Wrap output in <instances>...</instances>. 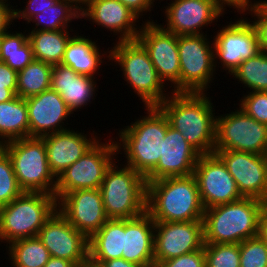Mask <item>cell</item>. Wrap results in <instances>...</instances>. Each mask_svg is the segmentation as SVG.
Here are the masks:
<instances>
[{
	"mask_svg": "<svg viewBox=\"0 0 267 267\" xmlns=\"http://www.w3.org/2000/svg\"><path fill=\"white\" fill-rule=\"evenodd\" d=\"M99 48L95 41L86 38L84 35L82 36V34L80 36L74 34L67 44L61 64L70 67L78 74L95 78L94 76L99 71L100 65L104 63L102 58L110 53V51L102 53Z\"/></svg>",
	"mask_w": 267,
	"mask_h": 267,
	"instance_id": "obj_26",
	"label": "cell"
},
{
	"mask_svg": "<svg viewBox=\"0 0 267 267\" xmlns=\"http://www.w3.org/2000/svg\"><path fill=\"white\" fill-rule=\"evenodd\" d=\"M257 236L267 244V205L263 208L260 215Z\"/></svg>",
	"mask_w": 267,
	"mask_h": 267,
	"instance_id": "obj_46",
	"label": "cell"
},
{
	"mask_svg": "<svg viewBox=\"0 0 267 267\" xmlns=\"http://www.w3.org/2000/svg\"><path fill=\"white\" fill-rule=\"evenodd\" d=\"M130 9L138 18L153 9L155 0H119Z\"/></svg>",
	"mask_w": 267,
	"mask_h": 267,
	"instance_id": "obj_44",
	"label": "cell"
},
{
	"mask_svg": "<svg viewBox=\"0 0 267 267\" xmlns=\"http://www.w3.org/2000/svg\"><path fill=\"white\" fill-rule=\"evenodd\" d=\"M29 137L26 99L15 96L0 103V144Z\"/></svg>",
	"mask_w": 267,
	"mask_h": 267,
	"instance_id": "obj_29",
	"label": "cell"
},
{
	"mask_svg": "<svg viewBox=\"0 0 267 267\" xmlns=\"http://www.w3.org/2000/svg\"><path fill=\"white\" fill-rule=\"evenodd\" d=\"M240 267H267V244L258 236L239 244Z\"/></svg>",
	"mask_w": 267,
	"mask_h": 267,
	"instance_id": "obj_37",
	"label": "cell"
},
{
	"mask_svg": "<svg viewBox=\"0 0 267 267\" xmlns=\"http://www.w3.org/2000/svg\"><path fill=\"white\" fill-rule=\"evenodd\" d=\"M57 0H28L26 7L23 9H14L15 21L23 19L27 23L36 14L42 13L47 8L51 7Z\"/></svg>",
	"mask_w": 267,
	"mask_h": 267,
	"instance_id": "obj_42",
	"label": "cell"
},
{
	"mask_svg": "<svg viewBox=\"0 0 267 267\" xmlns=\"http://www.w3.org/2000/svg\"><path fill=\"white\" fill-rule=\"evenodd\" d=\"M23 192L15 176L12 162L4 151L0 155V207L12 202Z\"/></svg>",
	"mask_w": 267,
	"mask_h": 267,
	"instance_id": "obj_36",
	"label": "cell"
},
{
	"mask_svg": "<svg viewBox=\"0 0 267 267\" xmlns=\"http://www.w3.org/2000/svg\"><path fill=\"white\" fill-rule=\"evenodd\" d=\"M240 99L239 107L259 123L267 125V91L247 92Z\"/></svg>",
	"mask_w": 267,
	"mask_h": 267,
	"instance_id": "obj_38",
	"label": "cell"
},
{
	"mask_svg": "<svg viewBox=\"0 0 267 267\" xmlns=\"http://www.w3.org/2000/svg\"><path fill=\"white\" fill-rule=\"evenodd\" d=\"M89 259L101 264L103 261L122 258L124 249V219H108L89 238Z\"/></svg>",
	"mask_w": 267,
	"mask_h": 267,
	"instance_id": "obj_27",
	"label": "cell"
},
{
	"mask_svg": "<svg viewBox=\"0 0 267 267\" xmlns=\"http://www.w3.org/2000/svg\"><path fill=\"white\" fill-rule=\"evenodd\" d=\"M222 10L227 7L234 8L240 15H247V10L254 4L252 0H213ZM253 2V3H252Z\"/></svg>",
	"mask_w": 267,
	"mask_h": 267,
	"instance_id": "obj_45",
	"label": "cell"
},
{
	"mask_svg": "<svg viewBox=\"0 0 267 267\" xmlns=\"http://www.w3.org/2000/svg\"><path fill=\"white\" fill-rule=\"evenodd\" d=\"M234 178L244 198L267 203V160L263 155L236 150H214Z\"/></svg>",
	"mask_w": 267,
	"mask_h": 267,
	"instance_id": "obj_16",
	"label": "cell"
},
{
	"mask_svg": "<svg viewBox=\"0 0 267 267\" xmlns=\"http://www.w3.org/2000/svg\"><path fill=\"white\" fill-rule=\"evenodd\" d=\"M29 137H43L66 130L63 121L73 114L60 94L52 88L26 99Z\"/></svg>",
	"mask_w": 267,
	"mask_h": 267,
	"instance_id": "obj_21",
	"label": "cell"
},
{
	"mask_svg": "<svg viewBox=\"0 0 267 267\" xmlns=\"http://www.w3.org/2000/svg\"><path fill=\"white\" fill-rule=\"evenodd\" d=\"M94 79L96 78L78 74L70 67L55 64L52 69L51 88L60 94L74 114V111H80L90 104L91 99H96L95 91L98 90Z\"/></svg>",
	"mask_w": 267,
	"mask_h": 267,
	"instance_id": "obj_25",
	"label": "cell"
},
{
	"mask_svg": "<svg viewBox=\"0 0 267 267\" xmlns=\"http://www.w3.org/2000/svg\"><path fill=\"white\" fill-rule=\"evenodd\" d=\"M207 93L171 92L158 106L169 125L200 154L214 153L216 116Z\"/></svg>",
	"mask_w": 267,
	"mask_h": 267,
	"instance_id": "obj_1",
	"label": "cell"
},
{
	"mask_svg": "<svg viewBox=\"0 0 267 267\" xmlns=\"http://www.w3.org/2000/svg\"><path fill=\"white\" fill-rule=\"evenodd\" d=\"M206 36L178 35L180 92L207 93L215 79L213 40Z\"/></svg>",
	"mask_w": 267,
	"mask_h": 267,
	"instance_id": "obj_10",
	"label": "cell"
},
{
	"mask_svg": "<svg viewBox=\"0 0 267 267\" xmlns=\"http://www.w3.org/2000/svg\"><path fill=\"white\" fill-rule=\"evenodd\" d=\"M1 43H2V35H0V57H1Z\"/></svg>",
	"mask_w": 267,
	"mask_h": 267,
	"instance_id": "obj_53",
	"label": "cell"
},
{
	"mask_svg": "<svg viewBox=\"0 0 267 267\" xmlns=\"http://www.w3.org/2000/svg\"><path fill=\"white\" fill-rule=\"evenodd\" d=\"M57 209L55 195L23 192L0 207V241L8 244L38 235L46 220Z\"/></svg>",
	"mask_w": 267,
	"mask_h": 267,
	"instance_id": "obj_7",
	"label": "cell"
},
{
	"mask_svg": "<svg viewBox=\"0 0 267 267\" xmlns=\"http://www.w3.org/2000/svg\"><path fill=\"white\" fill-rule=\"evenodd\" d=\"M206 267H240L239 244L204 243Z\"/></svg>",
	"mask_w": 267,
	"mask_h": 267,
	"instance_id": "obj_35",
	"label": "cell"
},
{
	"mask_svg": "<svg viewBox=\"0 0 267 267\" xmlns=\"http://www.w3.org/2000/svg\"><path fill=\"white\" fill-rule=\"evenodd\" d=\"M263 156H264V158L267 160V144H266V148H265V151H264Z\"/></svg>",
	"mask_w": 267,
	"mask_h": 267,
	"instance_id": "obj_52",
	"label": "cell"
},
{
	"mask_svg": "<svg viewBox=\"0 0 267 267\" xmlns=\"http://www.w3.org/2000/svg\"><path fill=\"white\" fill-rule=\"evenodd\" d=\"M267 144V125L247 115L240 107L216 116L214 150H236L263 155Z\"/></svg>",
	"mask_w": 267,
	"mask_h": 267,
	"instance_id": "obj_11",
	"label": "cell"
},
{
	"mask_svg": "<svg viewBox=\"0 0 267 267\" xmlns=\"http://www.w3.org/2000/svg\"><path fill=\"white\" fill-rule=\"evenodd\" d=\"M17 94V72L0 62V103L13 99Z\"/></svg>",
	"mask_w": 267,
	"mask_h": 267,
	"instance_id": "obj_40",
	"label": "cell"
},
{
	"mask_svg": "<svg viewBox=\"0 0 267 267\" xmlns=\"http://www.w3.org/2000/svg\"><path fill=\"white\" fill-rule=\"evenodd\" d=\"M157 267H206L204 247L200 250L162 261Z\"/></svg>",
	"mask_w": 267,
	"mask_h": 267,
	"instance_id": "obj_41",
	"label": "cell"
},
{
	"mask_svg": "<svg viewBox=\"0 0 267 267\" xmlns=\"http://www.w3.org/2000/svg\"><path fill=\"white\" fill-rule=\"evenodd\" d=\"M44 267H77L73 262L66 259H61L57 257H52L44 265Z\"/></svg>",
	"mask_w": 267,
	"mask_h": 267,
	"instance_id": "obj_48",
	"label": "cell"
},
{
	"mask_svg": "<svg viewBox=\"0 0 267 267\" xmlns=\"http://www.w3.org/2000/svg\"><path fill=\"white\" fill-rule=\"evenodd\" d=\"M77 267H102V266L101 264L95 263L88 258L86 261L82 262Z\"/></svg>",
	"mask_w": 267,
	"mask_h": 267,
	"instance_id": "obj_50",
	"label": "cell"
},
{
	"mask_svg": "<svg viewBox=\"0 0 267 267\" xmlns=\"http://www.w3.org/2000/svg\"><path fill=\"white\" fill-rule=\"evenodd\" d=\"M4 152V145L0 144V155Z\"/></svg>",
	"mask_w": 267,
	"mask_h": 267,
	"instance_id": "obj_51",
	"label": "cell"
},
{
	"mask_svg": "<svg viewBox=\"0 0 267 267\" xmlns=\"http://www.w3.org/2000/svg\"><path fill=\"white\" fill-rule=\"evenodd\" d=\"M200 154L181 133L168 125L162 139V154L157 166L145 177L146 182L168 177H185L194 174Z\"/></svg>",
	"mask_w": 267,
	"mask_h": 267,
	"instance_id": "obj_20",
	"label": "cell"
},
{
	"mask_svg": "<svg viewBox=\"0 0 267 267\" xmlns=\"http://www.w3.org/2000/svg\"><path fill=\"white\" fill-rule=\"evenodd\" d=\"M241 18V19H240ZM235 22L218 30L213 37L214 68L221 63L226 74L232 75L239 65L260 52L256 31L247 17H240ZM219 59V62L218 60ZM218 64V65H217Z\"/></svg>",
	"mask_w": 267,
	"mask_h": 267,
	"instance_id": "obj_13",
	"label": "cell"
},
{
	"mask_svg": "<svg viewBox=\"0 0 267 267\" xmlns=\"http://www.w3.org/2000/svg\"><path fill=\"white\" fill-rule=\"evenodd\" d=\"M116 160L106 171L99 188L109 219H131L146 211L147 183L133 168Z\"/></svg>",
	"mask_w": 267,
	"mask_h": 267,
	"instance_id": "obj_6",
	"label": "cell"
},
{
	"mask_svg": "<svg viewBox=\"0 0 267 267\" xmlns=\"http://www.w3.org/2000/svg\"><path fill=\"white\" fill-rule=\"evenodd\" d=\"M154 265L204 246L203 220L189 222H155Z\"/></svg>",
	"mask_w": 267,
	"mask_h": 267,
	"instance_id": "obj_15",
	"label": "cell"
},
{
	"mask_svg": "<svg viewBox=\"0 0 267 267\" xmlns=\"http://www.w3.org/2000/svg\"><path fill=\"white\" fill-rule=\"evenodd\" d=\"M154 229L155 221L147 211L140 216L124 219L122 258L141 267H155Z\"/></svg>",
	"mask_w": 267,
	"mask_h": 267,
	"instance_id": "obj_24",
	"label": "cell"
},
{
	"mask_svg": "<svg viewBox=\"0 0 267 267\" xmlns=\"http://www.w3.org/2000/svg\"><path fill=\"white\" fill-rule=\"evenodd\" d=\"M142 23L137 40L148 52L149 58L160 79L174 87L171 92H180V60L178 35L165 30L154 20Z\"/></svg>",
	"mask_w": 267,
	"mask_h": 267,
	"instance_id": "obj_12",
	"label": "cell"
},
{
	"mask_svg": "<svg viewBox=\"0 0 267 267\" xmlns=\"http://www.w3.org/2000/svg\"><path fill=\"white\" fill-rule=\"evenodd\" d=\"M145 109L148 115L140 116L130 126L119 130V140L115 141L117 154L124 152L125 164L144 177L157 166L162 154V139L169 125L166 115L158 106Z\"/></svg>",
	"mask_w": 267,
	"mask_h": 267,
	"instance_id": "obj_3",
	"label": "cell"
},
{
	"mask_svg": "<svg viewBox=\"0 0 267 267\" xmlns=\"http://www.w3.org/2000/svg\"><path fill=\"white\" fill-rule=\"evenodd\" d=\"M9 0H0V35L7 32L15 20L14 7Z\"/></svg>",
	"mask_w": 267,
	"mask_h": 267,
	"instance_id": "obj_43",
	"label": "cell"
},
{
	"mask_svg": "<svg viewBox=\"0 0 267 267\" xmlns=\"http://www.w3.org/2000/svg\"><path fill=\"white\" fill-rule=\"evenodd\" d=\"M100 140L59 175L54 194L57 201L75 190L100 188L106 171L117 156L115 139L107 143Z\"/></svg>",
	"mask_w": 267,
	"mask_h": 267,
	"instance_id": "obj_9",
	"label": "cell"
},
{
	"mask_svg": "<svg viewBox=\"0 0 267 267\" xmlns=\"http://www.w3.org/2000/svg\"><path fill=\"white\" fill-rule=\"evenodd\" d=\"M20 188L24 192L55 194L57 178L51 172L42 137H25L4 143Z\"/></svg>",
	"mask_w": 267,
	"mask_h": 267,
	"instance_id": "obj_8",
	"label": "cell"
},
{
	"mask_svg": "<svg viewBox=\"0 0 267 267\" xmlns=\"http://www.w3.org/2000/svg\"><path fill=\"white\" fill-rule=\"evenodd\" d=\"M37 237L52 257L66 259L76 266L89 258V239L56 209Z\"/></svg>",
	"mask_w": 267,
	"mask_h": 267,
	"instance_id": "obj_17",
	"label": "cell"
},
{
	"mask_svg": "<svg viewBox=\"0 0 267 267\" xmlns=\"http://www.w3.org/2000/svg\"><path fill=\"white\" fill-rule=\"evenodd\" d=\"M247 11L254 18V21L250 22L256 31L259 49L267 53V0H254V4Z\"/></svg>",
	"mask_w": 267,
	"mask_h": 267,
	"instance_id": "obj_39",
	"label": "cell"
},
{
	"mask_svg": "<svg viewBox=\"0 0 267 267\" xmlns=\"http://www.w3.org/2000/svg\"><path fill=\"white\" fill-rule=\"evenodd\" d=\"M58 211L88 239L109 219L99 189H79L57 201Z\"/></svg>",
	"mask_w": 267,
	"mask_h": 267,
	"instance_id": "obj_18",
	"label": "cell"
},
{
	"mask_svg": "<svg viewBox=\"0 0 267 267\" xmlns=\"http://www.w3.org/2000/svg\"><path fill=\"white\" fill-rule=\"evenodd\" d=\"M69 30L27 31L34 59L51 65L61 64L67 44L73 37L69 32L74 30Z\"/></svg>",
	"mask_w": 267,
	"mask_h": 267,
	"instance_id": "obj_28",
	"label": "cell"
},
{
	"mask_svg": "<svg viewBox=\"0 0 267 267\" xmlns=\"http://www.w3.org/2000/svg\"><path fill=\"white\" fill-rule=\"evenodd\" d=\"M80 18L113 31L118 41L137 39L141 27L139 18L119 0H92Z\"/></svg>",
	"mask_w": 267,
	"mask_h": 267,
	"instance_id": "obj_22",
	"label": "cell"
},
{
	"mask_svg": "<svg viewBox=\"0 0 267 267\" xmlns=\"http://www.w3.org/2000/svg\"><path fill=\"white\" fill-rule=\"evenodd\" d=\"M80 16L81 14L65 0H57L51 7L36 14L26 24L35 23L31 31L68 30L70 22L73 19H81Z\"/></svg>",
	"mask_w": 267,
	"mask_h": 267,
	"instance_id": "obj_33",
	"label": "cell"
},
{
	"mask_svg": "<svg viewBox=\"0 0 267 267\" xmlns=\"http://www.w3.org/2000/svg\"><path fill=\"white\" fill-rule=\"evenodd\" d=\"M101 266L102 267H141L140 265H137L135 263L125 260L124 258H116V259L103 261L101 263Z\"/></svg>",
	"mask_w": 267,
	"mask_h": 267,
	"instance_id": "obj_47",
	"label": "cell"
},
{
	"mask_svg": "<svg viewBox=\"0 0 267 267\" xmlns=\"http://www.w3.org/2000/svg\"><path fill=\"white\" fill-rule=\"evenodd\" d=\"M80 14L87 8L92 0H65Z\"/></svg>",
	"mask_w": 267,
	"mask_h": 267,
	"instance_id": "obj_49",
	"label": "cell"
},
{
	"mask_svg": "<svg viewBox=\"0 0 267 267\" xmlns=\"http://www.w3.org/2000/svg\"><path fill=\"white\" fill-rule=\"evenodd\" d=\"M34 60L28 33L8 30L2 34L0 62L19 72Z\"/></svg>",
	"mask_w": 267,
	"mask_h": 267,
	"instance_id": "obj_31",
	"label": "cell"
},
{
	"mask_svg": "<svg viewBox=\"0 0 267 267\" xmlns=\"http://www.w3.org/2000/svg\"><path fill=\"white\" fill-rule=\"evenodd\" d=\"M53 65L33 60L17 72V96L27 99L51 88Z\"/></svg>",
	"mask_w": 267,
	"mask_h": 267,
	"instance_id": "obj_30",
	"label": "cell"
},
{
	"mask_svg": "<svg viewBox=\"0 0 267 267\" xmlns=\"http://www.w3.org/2000/svg\"><path fill=\"white\" fill-rule=\"evenodd\" d=\"M193 175L197 180L204 209L243 198L226 165L215 153L200 155Z\"/></svg>",
	"mask_w": 267,
	"mask_h": 267,
	"instance_id": "obj_14",
	"label": "cell"
},
{
	"mask_svg": "<svg viewBox=\"0 0 267 267\" xmlns=\"http://www.w3.org/2000/svg\"><path fill=\"white\" fill-rule=\"evenodd\" d=\"M147 183L146 211L155 222L203 220L204 207L194 175Z\"/></svg>",
	"mask_w": 267,
	"mask_h": 267,
	"instance_id": "obj_2",
	"label": "cell"
},
{
	"mask_svg": "<svg viewBox=\"0 0 267 267\" xmlns=\"http://www.w3.org/2000/svg\"><path fill=\"white\" fill-rule=\"evenodd\" d=\"M267 203L242 198L238 201L205 209L204 243L240 244L258 235L259 219Z\"/></svg>",
	"mask_w": 267,
	"mask_h": 267,
	"instance_id": "obj_4",
	"label": "cell"
},
{
	"mask_svg": "<svg viewBox=\"0 0 267 267\" xmlns=\"http://www.w3.org/2000/svg\"><path fill=\"white\" fill-rule=\"evenodd\" d=\"M164 8L166 25H160L176 35H202L225 12L213 0H173Z\"/></svg>",
	"mask_w": 267,
	"mask_h": 267,
	"instance_id": "obj_19",
	"label": "cell"
},
{
	"mask_svg": "<svg viewBox=\"0 0 267 267\" xmlns=\"http://www.w3.org/2000/svg\"><path fill=\"white\" fill-rule=\"evenodd\" d=\"M70 128L43 136L48 164L56 178L83 156L100 138Z\"/></svg>",
	"mask_w": 267,
	"mask_h": 267,
	"instance_id": "obj_23",
	"label": "cell"
},
{
	"mask_svg": "<svg viewBox=\"0 0 267 267\" xmlns=\"http://www.w3.org/2000/svg\"><path fill=\"white\" fill-rule=\"evenodd\" d=\"M6 247L13 267H44L51 258L37 236L16 240Z\"/></svg>",
	"mask_w": 267,
	"mask_h": 267,
	"instance_id": "obj_32",
	"label": "cell"
},
{
	"mask_svg": "<svg viewBox=\"0 0 267 267\" xmlns=\"http://www.w3.org/2000/svg\"><path fill=\"white\" fill-rule=\"evenodd\" d=\"M232 76L250 91H267V53L260 51L243 61Z\"/></svg>",
	"mask_w": 267,
	"mask_h": 267,
	"instance_id": "obj_34",
	"label": "cell"
},
{
	"mask_svg": "<svg viewBox=\"0 0 267 267\" xmlns=\"http://www.w3.org/2000/svg\"><path fill=\"white\" fill-rule=\"evenodd\" d=\"M106 57L116 62L114 66L118 63L126 85L134 89L145 107L159 106L170 95L164 88L168 83L160 79L148 52L137 39L116 41Z\"/></svg>",
	"mask_w": 267,
	"mask_h": 267,
	"instance_id": "obj_5",
	"label": "cell"
}]
</instances>
